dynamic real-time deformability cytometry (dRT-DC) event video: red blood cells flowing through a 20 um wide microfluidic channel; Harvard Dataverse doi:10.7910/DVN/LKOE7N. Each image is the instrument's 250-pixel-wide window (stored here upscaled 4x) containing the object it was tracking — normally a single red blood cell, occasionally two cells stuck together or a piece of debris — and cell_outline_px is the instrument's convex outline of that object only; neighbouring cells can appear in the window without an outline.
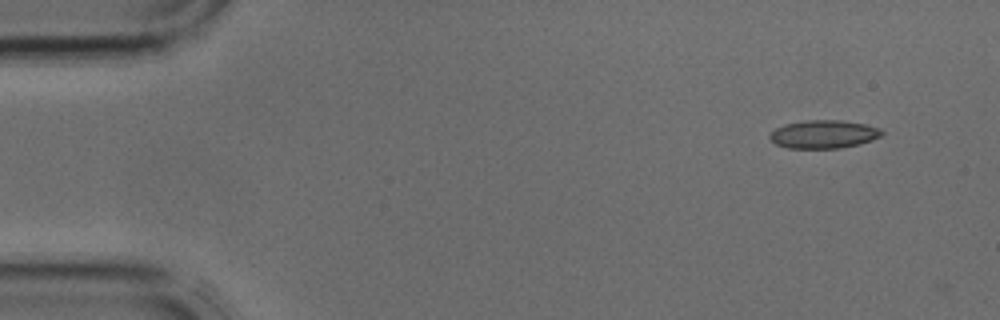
{"species": "common noctule bat (a hibernating species)", "species_latin": "Nyctalus noctula", "temperature_condition": "cold", "stored_images_in_passage": 2, "camera_frame_rate_fps": 3000, "um_per_image_px": 0.085, "animal": {"sex": "male", "body_mass_g": 17.9, "forearm_length_mm": 54.2}, "frame": {"image": 1, "passage_image": 1, "time_ms": 0.0, "image_size_px": [1000, 320], "cell_outline_px": [[884, 132], [880, 136], [872, 140], [860, 144], [840, 148], [788, 148], [776, 144], [768, 136], [776, 128], [784, 124], [804, 120], [840, 120], [864, 124], [880, 128]], "centroid_in_image_um": [70.01, 11.41], "position_along_channel_um": 15.0, "area_um2": 18.38}}